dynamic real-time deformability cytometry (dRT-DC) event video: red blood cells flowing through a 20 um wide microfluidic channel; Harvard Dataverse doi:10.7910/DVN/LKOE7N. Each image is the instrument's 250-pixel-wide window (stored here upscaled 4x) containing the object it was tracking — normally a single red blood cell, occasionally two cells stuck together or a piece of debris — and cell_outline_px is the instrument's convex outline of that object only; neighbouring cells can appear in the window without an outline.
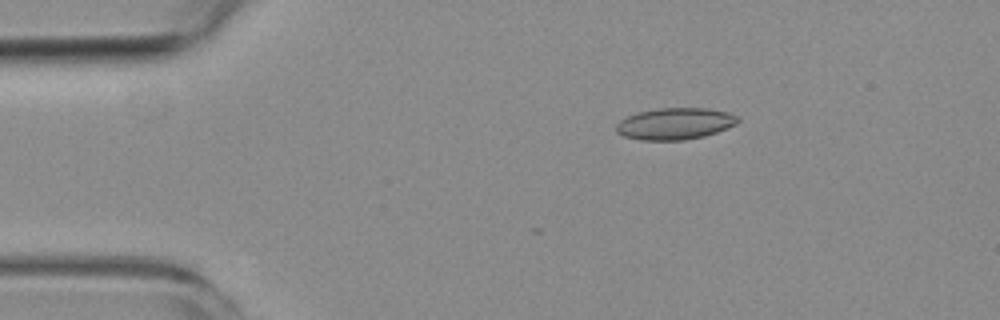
{"species": "common noctule bat (a hibernating species)", "species_latin": "Nyctalus noctula", "temperature_condition": "room temperature", "stored_images_in_passage": 4, "camera_frame_rate_fps": 3000, "um_per_image_px": 0.085, "animal": {"sex": "female", "body_mass_g": 19.3, "forearm_length_mm": 54.1}, "frame": {"image": 1, "passage_image": 3, "time_ms": 2.333, "image_size_px": [1000, 320], "cell_outline_px": [[740, 120], [736, 124], [716, 132], [704, 136], [684, 140], [640, 140], [624, 136], [616, 132], [616, 124], [620, 120], [636, 112], [656, 108], [708, 108], [728, 112], [736, 116]], "centroid_in_image_um": [57.35, 10.51], "position_along_channel_um": 27.7, "area_um2": 22.48}}